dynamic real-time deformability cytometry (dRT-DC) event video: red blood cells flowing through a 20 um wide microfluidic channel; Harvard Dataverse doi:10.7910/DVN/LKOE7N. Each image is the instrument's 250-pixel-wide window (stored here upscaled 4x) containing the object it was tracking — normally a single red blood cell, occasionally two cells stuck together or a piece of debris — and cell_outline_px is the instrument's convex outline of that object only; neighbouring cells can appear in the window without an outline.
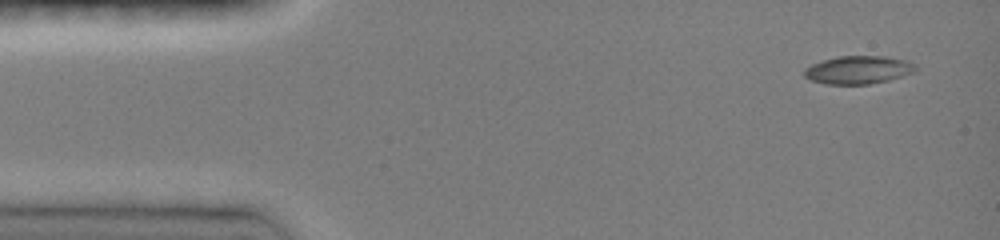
{"species": "common noctule bat (a hibernating species)", "species_latin": "Nyctalus noctula", "temperature_condition": "room temperature", "stored_images_in_passage": 24, "camera_frame_rate_fps": 3000, "um_per_image_px": 0.085, "animal": {"sex": "female", "body_mass_g": 19.0, "forearm_length_mm": 51.5}, "frame": {"image": 1, "passage_image": 1, "time_ms": 0.0, "image_size_px": [1000, 240], "cell_outline_px": [[916, 68], [912, 72], [888, 80], [868, 84], [828, 84], [812, 80], [804, 76], [804, 68], [812, 64], [836, 56], [884, 56], [908, 60], [916, 64]], "centroid_in_image_um": [72.95, 5.92], "position_along_channel_um": 12.1, "area_um2": 18.03}}
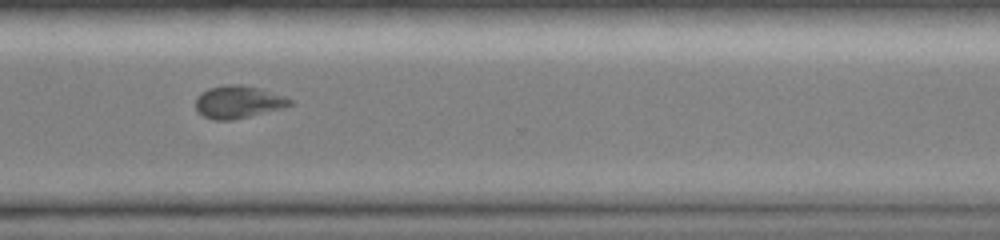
{"frame": {"image": 2, "passage_image": 19, "time_ms": 10.667, "image_size_px": [1000, 240], "cell_outline_px": [[292, 104], [284, 108], [232, 120], [216, 120], [204, 116], [196, 108], [196, 96], [200, 92], [208, 88], [224, 84], [240, 84], [260, 88], [284, 96], [292, 100]], "centroid_in_image_um": [20.24, 8.65], "position_along_channel_um": 350.4, "area_um2": 17.92}}
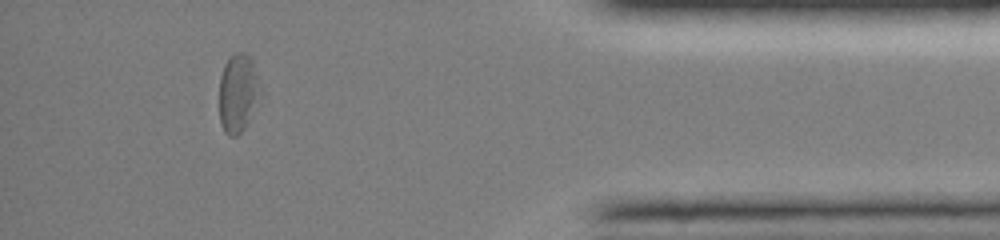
{"frame": {"image": 3, "passage_image": 22, "time_ms": 13.0, "image_size_px": [1000, 240], "cell_outline_px": [[264, 96], [244, 128], [236, 136], [228, 136], [224, 132], [220, 124], [220, 76], [224, 64], [236, 52], [244, 52], [252, 60]], "centroid_in_image_um": [20.28, 7.94], "position_along_channel_um": 414.9, "area_um2": 19.19}, "authors_computed_cell_mechanics": {"area_um2": 17.7446, "velocity_mm_per_s": 4.102, "shape_relaxation_time_tau1_ms": null, "shape_relaxation_time_tau2_ms": 1.9785, "deformation_change_tau1": null, "deformation_change_tau2": 0.0599}}